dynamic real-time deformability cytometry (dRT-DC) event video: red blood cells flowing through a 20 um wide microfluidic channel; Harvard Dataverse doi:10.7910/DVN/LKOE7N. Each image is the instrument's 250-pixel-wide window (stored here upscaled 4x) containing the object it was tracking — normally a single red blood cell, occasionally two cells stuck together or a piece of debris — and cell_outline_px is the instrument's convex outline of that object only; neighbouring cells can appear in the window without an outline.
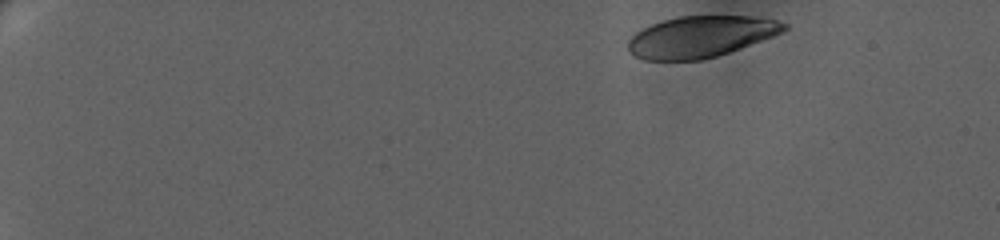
{"species": "human", "species_latin": "Homo sapiens", "temperature_condition": "warm", "stored_images_in_passage": 22, "camera_frame_rate_fps": 3000, "um_per_image_px": 0.085, "donor": {"sex": "female"}, "frame": {"image": 1, "passage_image": 1, "time_ms": 0.0, "image_size_px": [1000, 240], "cell_outline_px": [[788, 28], [772, 36], [740, 48], [716, 56], [700, 60], [644, 60], [628, 52], [628, 40], [636, 32], [652, 24], [664, 20], [680, 16], [748, 16], [776, 20], [788, 24]], "centroid_in_image_um": [59.52, 3.12], "position_along_channel_um": 25.5, "area_um2": 37.17}}
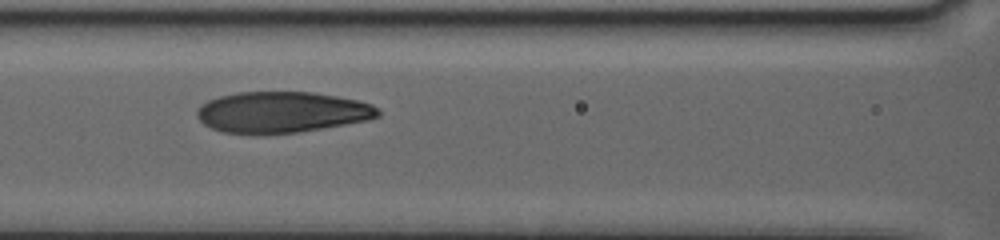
{"frame": {"image": 2, "passage_image": 13, "time_ms": 8.333, "image_size_px": [1000, 240], "cell_outline_px": [[380, 116], [368, 120], [296, 132], [224, 132], [212, 128], [204, 124], [196, 116], [196, 112], [200, 104], [208, 100], [220, 96], [236, 92], [312, 92], [336, 96], [356, 100], [372, 104], [380, 108]], "centroid_in_image_um": [23.96, 9.5], "position_along_channel_um": 142.6, "area_um2": 42.66}}
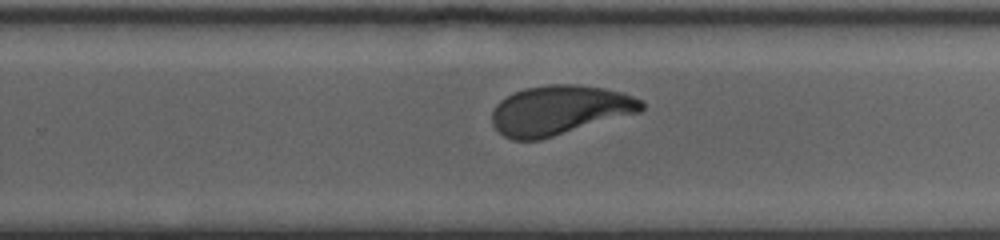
{"frame": {"image": 3, "passage_image": 22, "time_ms": 12.667, "image_size_px": [1000, 240], "cell_outline_px": [[644, 108], [640, 112], [540, 140], [512, 140], [504, 136], [492, 124], [492, 112], [496, 104], [500, 100], [524, 88], [548, 84], [576, 84], [604, 88], [624, 92], [644, 100]], "centroid_in_image_um": [47.59, 9.36], "position_along_channel_um": 282.2, "area_um2": 43.23}}